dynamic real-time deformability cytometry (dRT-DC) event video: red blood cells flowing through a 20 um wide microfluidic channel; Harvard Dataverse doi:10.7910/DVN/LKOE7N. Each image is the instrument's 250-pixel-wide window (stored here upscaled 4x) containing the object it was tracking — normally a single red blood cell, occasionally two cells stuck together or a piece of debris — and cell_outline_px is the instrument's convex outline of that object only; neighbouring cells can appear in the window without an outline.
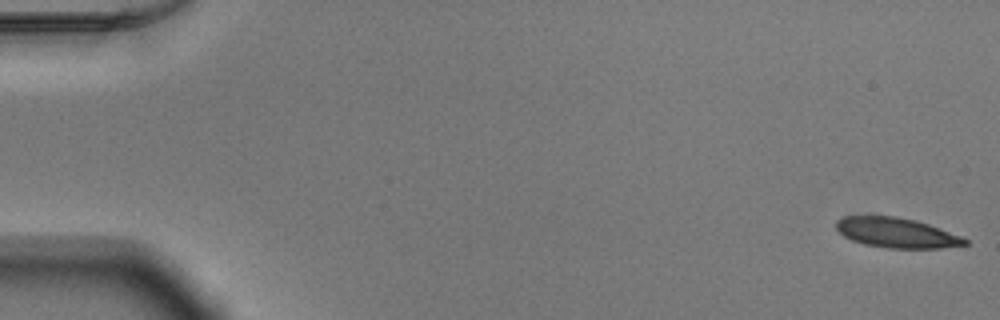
{"species": "Egyptian fruit bat (a non-hibernating species)", "species_latin": "Rousettus aegyptiacus", "temperature_condition": "warm", "stored_images_in_passage": 52, "camera_frame_rate_fps": 3000, "um_per_image_px": 0.085, "animal": {"sex": "male"}, "frame": {"image": 1, "passage_image": 1, "time_ms": 0.0, "image_size_px": [1000, 320], "cell_outline_px": [[968, 244], [940, 248], [888, 248], [864, 244], [852, 240], [844, 236], [836, 228], [836, 220], [844, 216], [896, 216], [916, 220], [928, 224], [960, 236], [968, 240]], "centroid_in_image_um": [76.18, 19.78], "position_along_channel_um": 8.8, "area_um2": 22.31}}
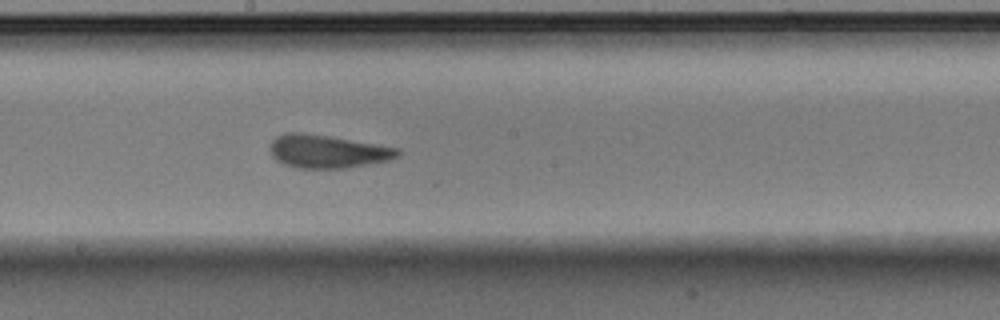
{"frame": {"image": 2, "passage_image": 29, "time_ms": 9.333, "image_size_px": [1000, 320], "cell_outline_px": [[400, 152], [396, 156], [388, 160], [348, 168], [296, 168], [284, 164], [276, 160], [272, 156], [268, 144], [276, 136], [284, 132], [300, 132], [328, 136], [400, 148]], "centroid_in_image_um": [27.77, 12.87], "position_along_channel_um": 220.4, "area_um2": 24.68}}
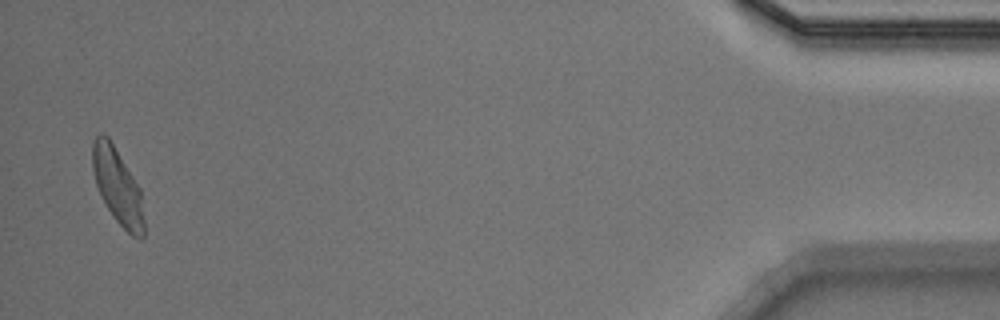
{"frame": {"image": 3, "passage_image": 51, "time_ms": 16.667, "image_size_px": [1000, 320], "cell_outline_px": [[144, 236], [132, 236], [112, 216], [96, 184], [92, 168], [92, 140], [100, 132], [108, 136], [140, 188], [144, 220]], "centroid_in_image_um": [9.98, 15.79], "position_along_channel_um": 425.2, "area_um2": 22.37}, "authors_computed_cell_mechanics": {"area_um2": 23.7558, "velocity_mm_per_s": 3.9049, "shape_relaxation_time_tau1_ms": 6.6876, "shape_relaxation_time_tau2_ms": 1.6107, "deformation_change_tau1": 0.2042, "deformation_change_tau2": 0.0922}}